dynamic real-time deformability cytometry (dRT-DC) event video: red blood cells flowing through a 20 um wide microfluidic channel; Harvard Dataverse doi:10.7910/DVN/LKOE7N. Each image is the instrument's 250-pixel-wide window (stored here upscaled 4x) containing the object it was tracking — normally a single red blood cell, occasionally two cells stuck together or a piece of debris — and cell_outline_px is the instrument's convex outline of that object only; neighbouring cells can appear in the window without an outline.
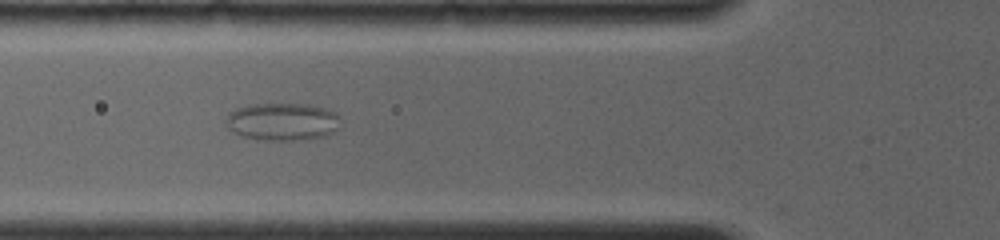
{"species": "common noctule bat (a hibernating species)", "species_latin": "Nyctalus noctula", "temperature_condition": "room temperature", "stored_images_in_passage": 7, "camera_frame_rate_fps": 4000, "um_per_image_px": 0.085, "animal": {"sex": "female", "body_mass_g": 19.0, "forearm_length_mm": 56.7}, "frame": {"image": 1, "passage_image": 3, "time_ms": 1.5, "image_size_px": [1000, 240], "cell_outline_px": [[340, 128], [328, 136], [308, 140], [256, 140], [240, 136], [232, 132], [224, 124], [224, 120], [236, 108], [256, 104], [308, 104], [324, 108], [336, 112]], "centroid_in_image_um": [24.01, 10.37], "position_along_channel_um": 101.8, "area_um2": 25.55}}
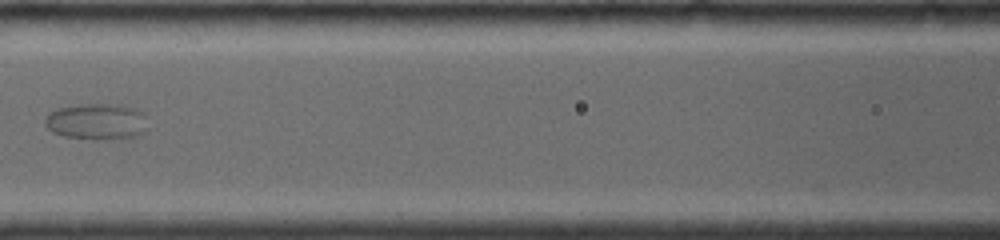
{"frame": {"image": 2, "passage_image": 5, "time_ms": 3.0, "image_size_px": [1000, 240], "cell_outline_px": [[148, 132], [124, 140], [96, 140], [64, 136], [52, 132], [44, 124], [44, 120], [48, 112], [56, 108], [80, 104], [120, 104], [136, 108], [144, 116], [148, 128]], "centroid_in_image_um": [8.24, 10.35], "position_along_channel_um": 158.4, "area_um2": 22.43}}
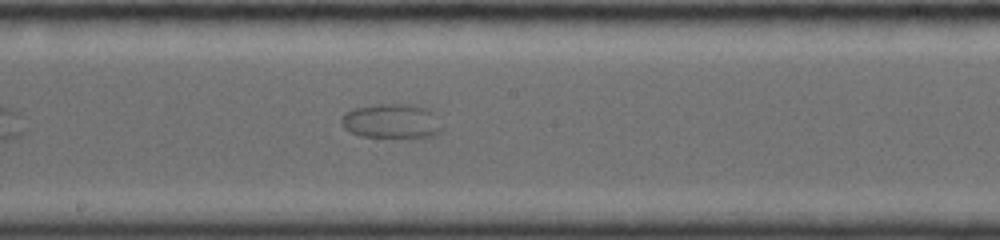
{"frame": {"image": 3, "passage_image": 7, "time_ms": 4.5, "image_size_px": [1000, 240], "cell_outline_px": [[444, 128], [440, 132], [432, 136], [360, 136], [344, 128], [340, 120], [344, 112], [352, 108], [376, 104], [408, 104], [428, 108], [432, 112]], "centroid_in_image_um": [33.26, 10.27], "position_along_channel_um": 214.9, "area_um2": 20.06}}